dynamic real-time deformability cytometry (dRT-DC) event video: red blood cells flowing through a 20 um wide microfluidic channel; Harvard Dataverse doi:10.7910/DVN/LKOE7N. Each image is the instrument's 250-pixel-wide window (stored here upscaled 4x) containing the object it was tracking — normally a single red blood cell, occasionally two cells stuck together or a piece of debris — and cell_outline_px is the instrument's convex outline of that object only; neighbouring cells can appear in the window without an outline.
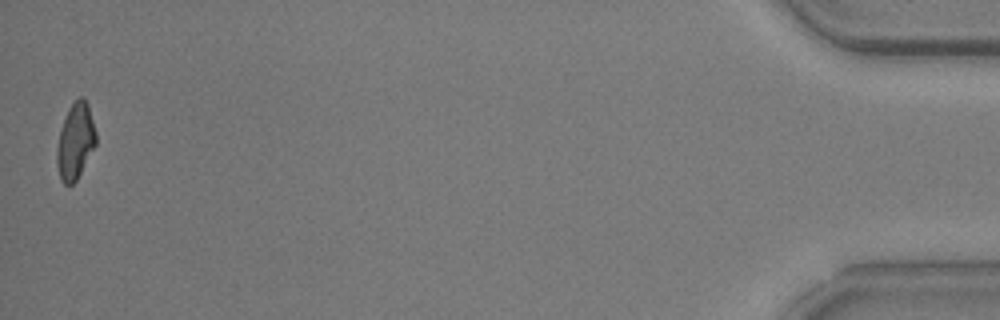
{"species": "common noctule bat (a hibernating species)", "species_latin": "Nyctalus noctula", "temperature_condition": "warm", "stored_images_in_passage": 41, "camera_frame_rate_fps": 3000, "um_per_image_px": 0.085, "animal": {"sex": "male", "body_mass_g": 20.5, "forearm_length_mm": 52.5}, "frame": {"image": 1, "passage_image": 41, "time_ms": 13.333, "image_size_px": [1000, 320], "cell_outline_px": [[96, 144], [76, 180], [72, 184], [64, 184], [60, 180], [56, 164], [56, 148], [60, 132], [68, 108], [80, 96], [84, 96], [88, 104], [96, 132]], "centroid_in_image_um": [6.4, 12.01], "position_along_channel_um": 428.8, "area_um2": 17.22}, "authors_computed_cell_mechanics": {"area_um2": 18.4382, "velocity_mm_per_s": 3.7703, "shape_relaxation_time_tau1_ms": 5.0775, "shape_relaxation_time_tau2_ms": 2.6989, "deformation_change_tau1": 0.1861, "deformation_change_tau2": 0.0955}}